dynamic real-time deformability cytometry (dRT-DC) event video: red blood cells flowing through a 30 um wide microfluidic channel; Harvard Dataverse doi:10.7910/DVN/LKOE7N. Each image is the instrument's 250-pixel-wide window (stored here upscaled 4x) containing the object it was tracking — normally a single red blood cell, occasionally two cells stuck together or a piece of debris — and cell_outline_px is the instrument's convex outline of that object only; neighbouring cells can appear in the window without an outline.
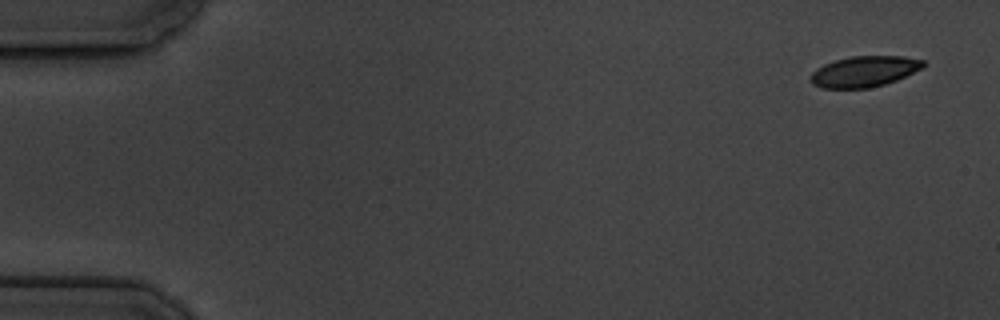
{"species": "common noctule bat (a hibernating species)", "species_latin": "Nyctalus noctula", "temperature_condition": "cold", "stored_images_in_passage": 4, "camera_frame_rate_fps": 3000, "um_per_image_px": 0.085, "animal": {"sex": "male", "body_mass_g": 19.5, "forearm_length_mm": 54.6}, "frame": {"image": 1, "passage_image": 1, "time_ms": 0.0, "image_size_px": [1000, 320], "cell_outline_px": [[924, 68], [896, 80], [884, 84], [868, 88], [824, 88], [812, 84], [808, 76], [816, 68], [824, 64], [836, 60], [852, 56], [904, 56], [924, 60]], "centroid_in_image_um": [73.45, 6.07], "position_along_channel_um": 11.5, "area_um2": 20.29}}